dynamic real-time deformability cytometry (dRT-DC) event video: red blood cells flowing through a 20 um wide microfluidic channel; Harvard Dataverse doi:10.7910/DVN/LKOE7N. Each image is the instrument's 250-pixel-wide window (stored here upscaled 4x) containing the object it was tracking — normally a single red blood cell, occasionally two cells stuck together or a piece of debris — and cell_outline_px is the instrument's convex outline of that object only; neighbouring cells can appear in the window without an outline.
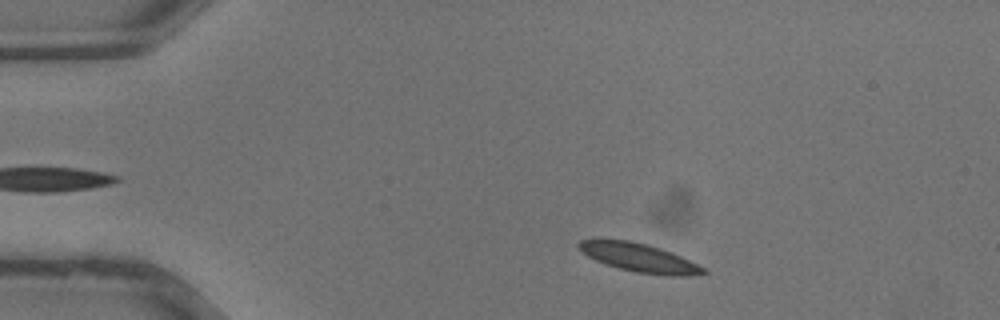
{"species": "common noctule bat (a hibernating species)", "species_latin": "Nyctalus noctula", "temperature_condition": "warm", "stored_images_in_passage": 33, "camera_frame_rate_fps": 3000, "um_per_image_px": 0.085, "animal": {"sex": "male", "body_mass_g": 13.3}, "frame": {"image": 1, "passage_image": 3, "time_ms": 0.667, "image_size_px": [1000, 320], "cell_outline_px": [[708, 272], [688, 276], [672, 276], [636, 272], [604, 264], [588, 256], [576, 244], [580, 240], [628, 240], [648, 244], [660, 248], [680, 256], [704, 268]], "centroid_in_image_um": [54.34, 21.91], "position_along_channel_um": 30.7, "area_um2": 20.29}}
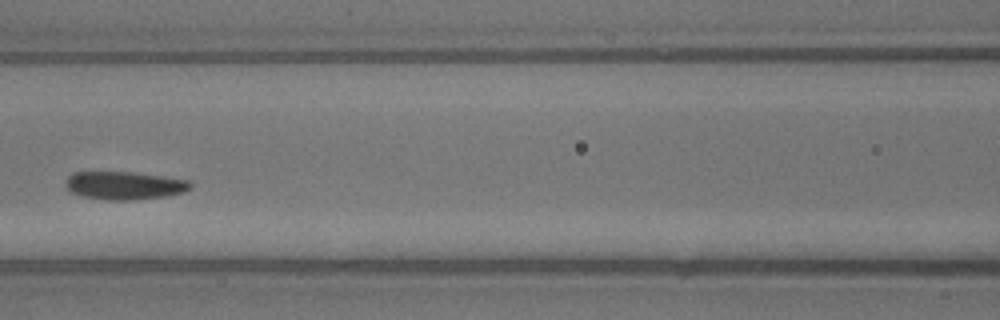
{"frame": {"image": 2, "passage_image": 13, "time_ms": 4.0, "image_size_px": [1000, 320], "cell_outline_px": [[192, 188], [184, 192], [164, 196], [132, 200], [108, 200], [84, 196], [68, 192], [64, 184], [68, 176], [72, 172], [132, 172], [188, 180], [192, 184]], "centroid_in_image_um": [10.53, 15.76], "position_along_channel_um": 156.1, "area_um2": 20.4}}
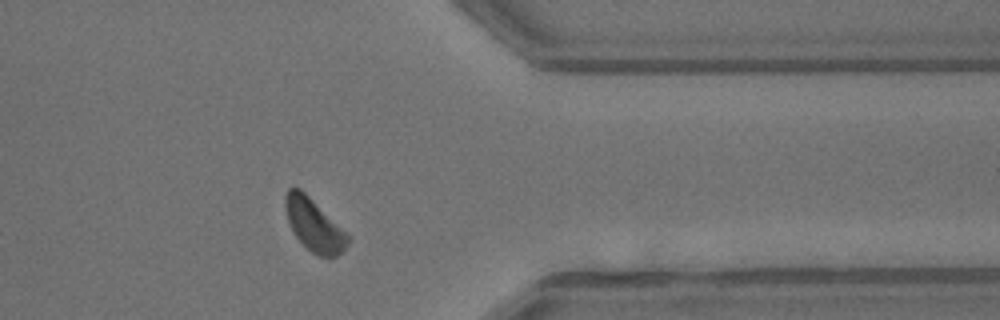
{"frame": {"image": 3, "passage_image": 26, "time_ms": 8.333, "image_size_px": [1000, 320], "cell_outline_px": [[352, 240], [344, 252], [336, 256], [320, 256], [312, 252], [296, 236], [288, 220], [284, 204], [284, 196], [288, 188], [300, 188]], "centroid_in_image_um": [26.69, 19.14], "position_along_channel_um": 384.7, "area_um2": 18.44}}